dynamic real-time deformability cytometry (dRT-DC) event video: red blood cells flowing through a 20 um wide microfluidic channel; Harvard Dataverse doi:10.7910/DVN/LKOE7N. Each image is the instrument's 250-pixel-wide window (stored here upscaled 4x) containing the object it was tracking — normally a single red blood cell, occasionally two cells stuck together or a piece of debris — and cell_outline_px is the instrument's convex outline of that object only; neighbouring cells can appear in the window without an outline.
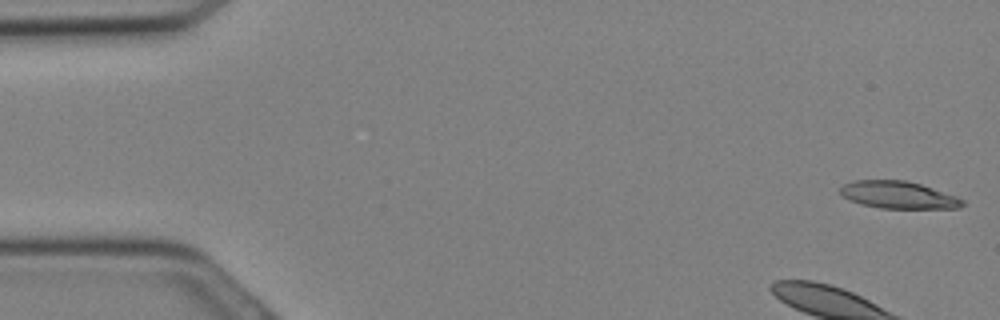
{"species": "Egyptian fruit bat (a non-hibernating species)", "species_latin": "Rousettus aegyptiacus", "temperature_condition": "cold", "stored_images_in_passage": 7, "camera_frame_rate_fps": 3000, "um_per_image_px": 0.085, "animal": {"sex": "female"}, "frame": {"image": 1, "passage_image": 1, "time_ms": 0.0, "image_size_px": [1000, 320], "cell_outline_px": [[964, 204], [960, 208], [880, 208], [860, 204], [848, 200], [840, 196], [840, 188], [844, 184], [856, 180], [904, 180], [920, 184], [956, 196], [964, 200]], "centroid_in_image_um": [76.32, 16.57], "position_along_channel_um": 8.7, "area_um2": 19.42}}